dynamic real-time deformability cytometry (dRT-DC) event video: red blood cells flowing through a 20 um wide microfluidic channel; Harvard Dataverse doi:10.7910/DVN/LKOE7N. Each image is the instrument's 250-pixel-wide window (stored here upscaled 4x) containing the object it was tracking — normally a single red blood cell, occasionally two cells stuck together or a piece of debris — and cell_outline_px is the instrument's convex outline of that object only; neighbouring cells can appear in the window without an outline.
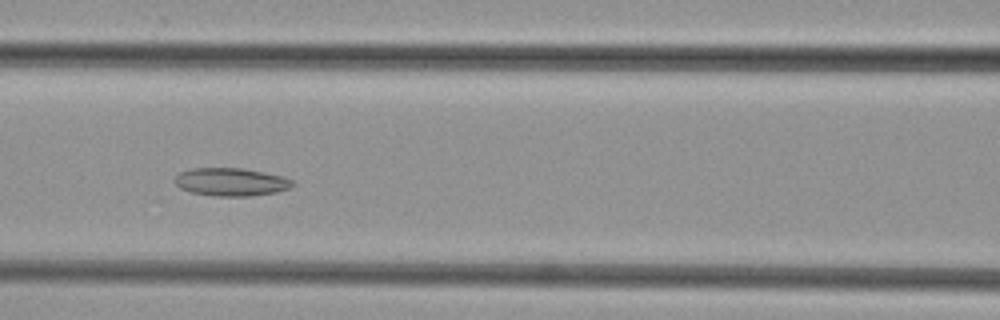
{"species": "common noctule bat (a hibernating species)", "species_latin": "Nyctalus noctula", "temperature_condition": "cold", "stored_images_in_passage": 46, "camera_frame_rate_fps": 3000, "um_per_image_px": 0.085, "animal": {"sex": "female", "body_mass_g": 29.2, "forearm_length_mm": 56.3}, "frame": {"image": 1, "passage_image": 19, "time_ms": 6.0, "image_size_px": [1000, 320], "cell_outline_px": [[296, 184], [292, 188], [276, 192], [248, 196], [212, 196], [192, 192], [180, 188], [176, 184], [176, 176], [180, 172], [192, 168], [244, 168], [284, 176], [292, 180]], "centroid_in_image_um": [19.69, 15.46], "position_along_channel_um": 146.9, "area_um2": 19.31}}
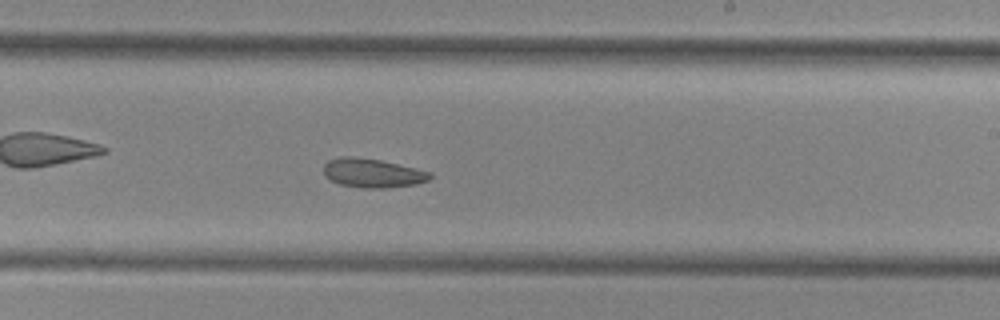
{"frame": {"image": 2, "passage_image": 27, "time_ms": 8.667, "image_size_px": [1000, 320], "cell_outline_px": [[432, 176], [428, 180], [416, 184], [388, 188], [360, 188], [340, 184], [324, 176], [324, 164], [328, 160], [340, 156], [352, 156], [380, 160], [416, 168], [432, 172]], "centroid_in_image_um": [31.66, 14.71], "position_along_channel_um": 257.3, "area_um2": 18.09}}
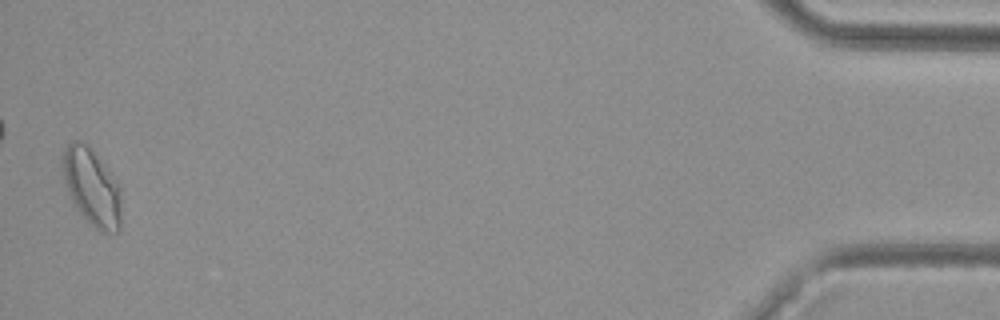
{"frame": {"image": 3, "passage_image": 46, "time_ms": 15.0, "image_size_px": [1000, 320], "cell_outline_px": [[120, 228], [116, 232], [100, 232], [72, 204], [68, 196], [64, 184], [60, 164], [60, 160], [64, 148], [72, 140], [76, 140], [84, 144], [92, 152], [120, 184]], "centroid_in_image_um": [7.75, 15.91], "position_along_channel_um": 427.5, "area_um2": 26.3}}